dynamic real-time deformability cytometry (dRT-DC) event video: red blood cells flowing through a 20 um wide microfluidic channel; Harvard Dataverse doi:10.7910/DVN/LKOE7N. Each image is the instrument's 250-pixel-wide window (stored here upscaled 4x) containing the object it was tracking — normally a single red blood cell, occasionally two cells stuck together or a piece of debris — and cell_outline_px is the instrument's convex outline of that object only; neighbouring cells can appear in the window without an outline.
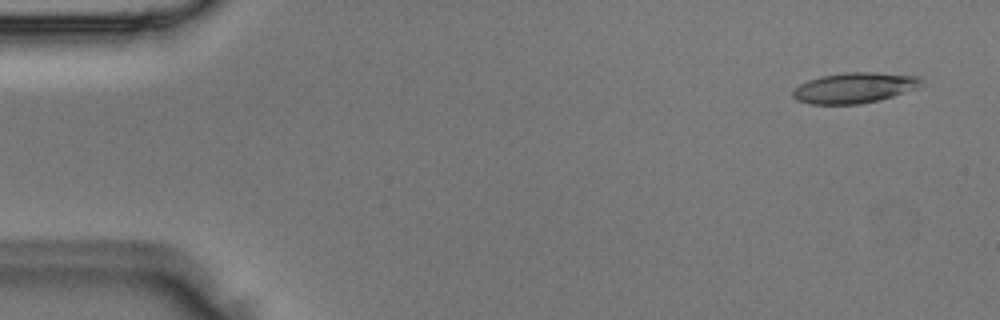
{"species": "Egyptian fruit bat (a non-hibernating species)", "species_latin": "Rousettus aegyptiacus", "temperature_condition": "room temperature", "stored_images_in_passage": 4, "camera_frame_rate_fps": 3000, "um_per_image_px": 0.085, "animal": {"sex": "male"}, "frame": {"image": 1, "passage_image": 1, "time_ms": 0.0, "image_size_px": [1000, 320], "cell_outline_px": [[924, 80], [920, 88], [880, 100], [860, 104], [812, 104], [796, 100], [792, 96], [792, 92], [800, 84], [808, 80], [820, 76], [844, 72], [876, 72], [920, 76]], "centroid_in_image_um": [72.68, 7.46], "position_along_channel_um": 12.3, "area_um2": 23.18}}
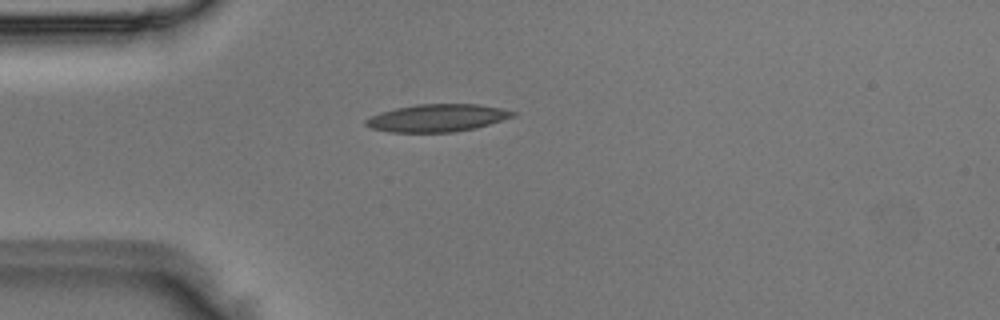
{"frame": {"image": 2, "passage_image": 4, "time_ms": 1.0, "image_size_px": [1000, 320], "cell_outline_px": [[516, 116], [476, 128], [452, 132], [392, 132], [372, 128], [364, 124], [364, 120], [380, 112], [396, 108], [416, 104], [480, 104], [500, 108], [516, 112]], "centroid_in_image_um": [37.18, 10.02], "position_along_channel_um": 47.8, "area_um2": 23.52}}